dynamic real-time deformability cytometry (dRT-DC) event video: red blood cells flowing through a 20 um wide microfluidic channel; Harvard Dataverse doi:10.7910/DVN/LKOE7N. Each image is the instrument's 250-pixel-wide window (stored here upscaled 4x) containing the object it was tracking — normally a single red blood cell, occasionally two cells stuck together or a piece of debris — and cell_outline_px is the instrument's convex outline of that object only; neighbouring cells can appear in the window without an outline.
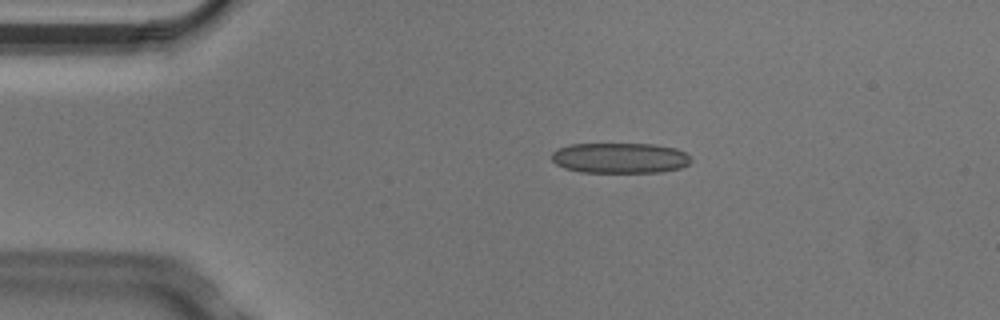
{"species": "Egyptian fruit bat (a non-hibernating species)", "species_latin": "Rousettus aegyptiacus", "temperature_condition": "cold", "stored_images_in_passage": 3, "camera_frame_rate_fps": 3000, "um_per_image_px": 0.085, "animal": {"sex": "male"}, "frame": {"image": 1, "passage_image": 2, "time_ms": 0.333, "image_size_px": [1000, 320], "cell_outline_px": [[692, 160], [688, 164], [680, 168], [660, 172], [580, 172], [564, 168], [556, 164], [552, 160], [552, 152], [556, 148], [572, 144], [656, 144], [676, 148], [684, 152]], "centroid_in_image_um": [52.68, 13.42], "position_along_channel_um": 32.3, "area_um2": 24.8}}